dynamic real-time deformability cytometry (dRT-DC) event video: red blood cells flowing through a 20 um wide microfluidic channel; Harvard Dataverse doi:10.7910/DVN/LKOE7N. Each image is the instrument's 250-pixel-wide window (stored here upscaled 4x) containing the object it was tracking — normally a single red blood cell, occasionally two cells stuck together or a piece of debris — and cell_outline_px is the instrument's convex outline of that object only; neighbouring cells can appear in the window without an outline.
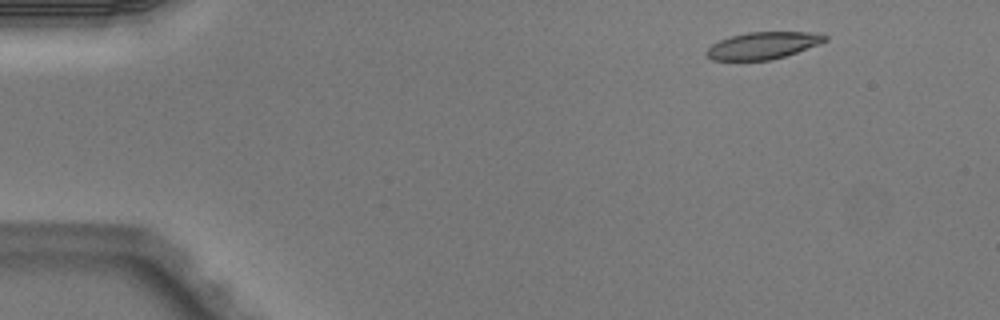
{"species": "Egyptian fruit bat (a non-hibernating species)", "species_latin": "Rousettus aegyptiacus", "temperature_condition": "warm", "stored_images_in_passage": 3, "camera_frame_rate_fps": 3000, "um_per_image_px": 0.085, "animal": {"sex": "male"}, "frame": {"image": 1, "passage_image": 1, "time_ms": 0.0, "image_size_px": [1000, 320], "cell_outline_px": [[828, 40], [820, 44], [772, 60], [712, 60], [704, 52], [712, 44], [720, 40], [732, 36], [748, 32], [824, 32], [828, 36]], "centroid_in_image_um": [64.91, 3.86], "position_along_channel_um": 20.1, "area_um2": 18.73}}
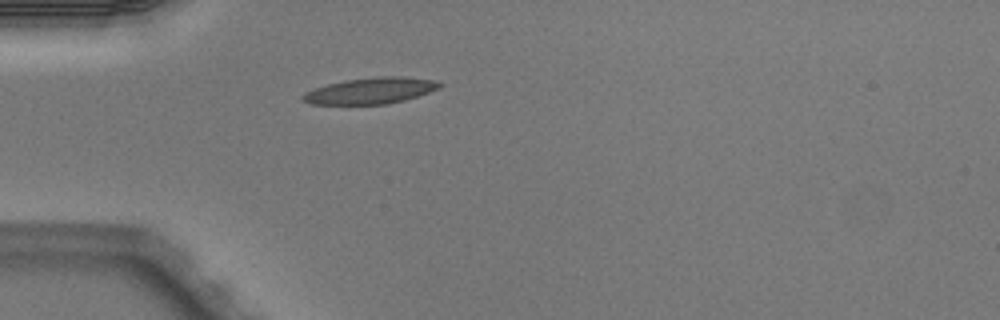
{"frame": {"image": 2, "passage_image": 3, "time_ms": 0.667, "image_size_px": [1000, 320], "cell_outline_px": [[444, 84], [440, 88], [404, 100], [388, 104], [308, 104], [300, 100], [300, 96], [304, 92], [328, 84], [344, 80], [376, 76], [400, 76], [432, 80]], "centroid_in_image_um": [31.45, 7.71], "position_along_channel_um": 53.6, "area_um2": 20.92}}